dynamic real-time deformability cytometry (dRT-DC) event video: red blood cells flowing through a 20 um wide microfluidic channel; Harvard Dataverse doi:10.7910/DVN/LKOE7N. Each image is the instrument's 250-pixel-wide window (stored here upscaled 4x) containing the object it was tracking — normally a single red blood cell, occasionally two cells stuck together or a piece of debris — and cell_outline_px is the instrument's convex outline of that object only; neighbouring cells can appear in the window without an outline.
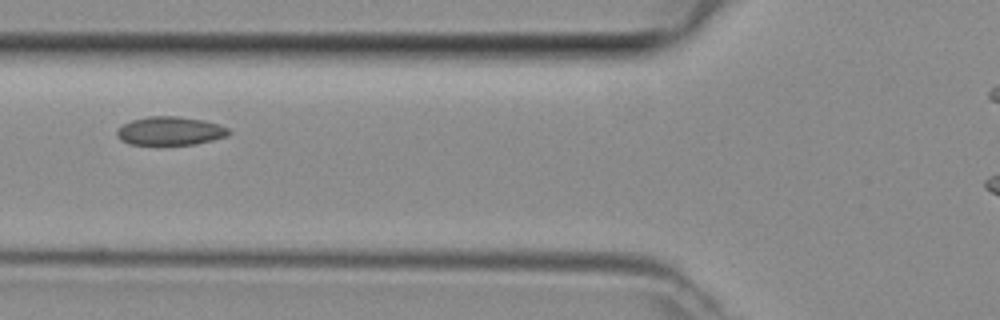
{"species": "common noctule bat (a hibernating species)", "species_latin": "Nyctalus noctula", "temperature_condition": "room temperature", "stored_images_in_passage": 3, "camera_frame_rate_fps": 3000, "um_per_image_px": 0.085, "animal": {"sex": "female", "body_mass_g": 29.2, "forearm_length_mm": 56.3}, "frame": {"image": 1, "passage_image": 3, "time_ms": 0.667, "image_size_px": [1000, 320], "cell_outline_px": [[232, 132], [228, 136], [196, 144], [128, 144], [120, 140], [116, 136], [116, 132], [124, 124], [132, 120], [148, 116], [180, 116], [204, 120], [220, 124], [228, 128]], "centroid_in_image_um": [14.5, 11.12], "position_along_channel_um": 111.3, "area_um2": 18.67}}